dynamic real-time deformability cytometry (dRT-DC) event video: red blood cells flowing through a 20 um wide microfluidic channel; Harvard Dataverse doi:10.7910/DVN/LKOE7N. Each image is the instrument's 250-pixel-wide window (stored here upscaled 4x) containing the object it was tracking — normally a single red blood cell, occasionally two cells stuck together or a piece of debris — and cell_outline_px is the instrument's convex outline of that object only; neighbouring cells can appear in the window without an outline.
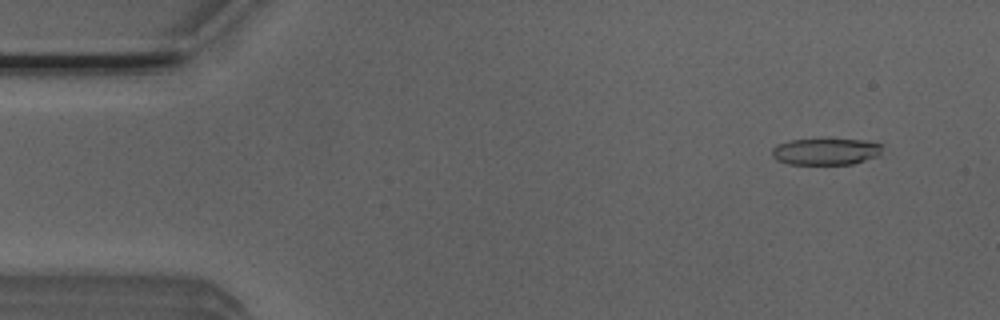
{"species": "Egyptian fruit bat (a non-hibernating species)", "species_latin": "Rousettus aegyptiacus", "temperature_condition": "room temperature", "stored_images_in_passage": 49, "camera_frame_rate_fps": 3000, "um_per_image_px": 0.085, "animal": {"sex": "male"}, "frame": {"image": 1, "passage_image": 1, "time_ms": 0.0, "image_size_px": [1000, 320], "cell_outline_px": [[884, 144], [880, 156], [852, 164], [788, 164], [776, 160], [772, 156], [772, 148], [776, 144], [792, 140], [820, 136], [864, 140]], "centroid_in_image_um": [70.21, 12.83], "position_along_channel_um": 14.8, "area_um2": 18.21}}
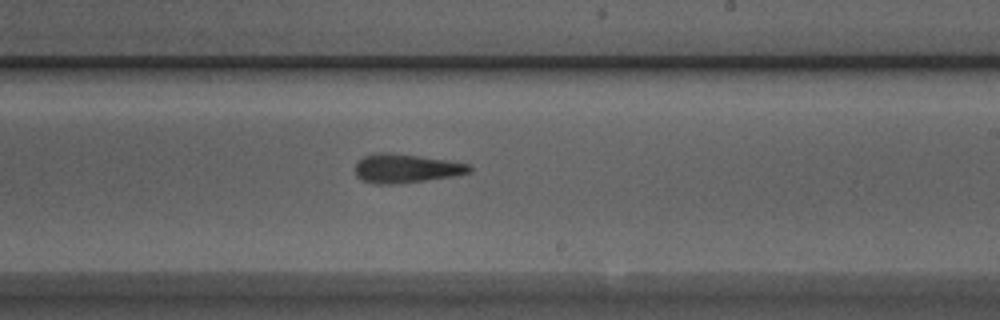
{"frame": {"image": 2, "passage_image": 27, "time_ms": 8.667, "image_size_px": [1000, 320], "cell_outline_px": [[472, 172], [452, 176], [396, 184], [376, 184], [360, 180], [356, 176], [356, 164], [364, 156], [376, 152], [392, 152], [448, 160], [472, 164]], "centroid_in_image_um": [34.52, 14.3], "position_along_channel_um": 254.5, "area_um2": 19.36}}
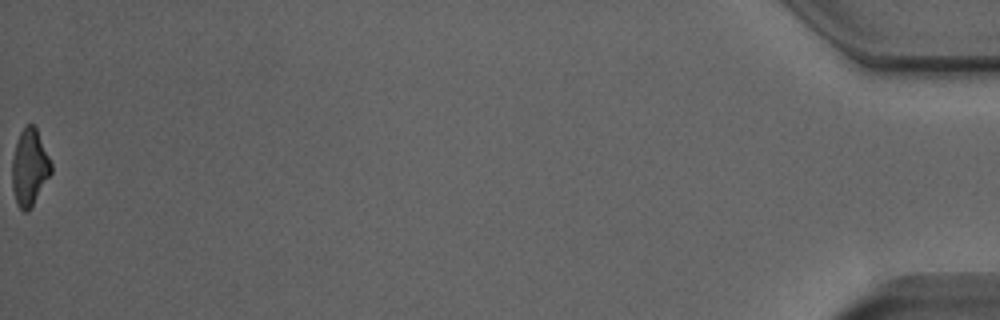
{"frame": {"image": 3, "passage_image": 49, "time_ms": 16.0, "image_size_px": [1000, 320], "cell_outline_px": [[52, 172], [28, 212], [24, 212], [16, 204], [12, 188], [12, 160], [16, 144], [20, 132], [28, 124], [32, 124], [36, 128], [52, 164]], "centroid_in_image_um": [2.5, 14.26], "position_along_channel_um": 432.7, "area_um2": 17.22}, "authors_computed_cell_mechanics": {"area_um2": 18.8428, "velocity_mm_per_s": 3.9292, "shape_relaxation_time_tau1_ms": null, "shape_relaxation_time_tau2_ms": 6.7192, "deformation_change_tau1": null, "deformation_change_tau2": 0.2179}}